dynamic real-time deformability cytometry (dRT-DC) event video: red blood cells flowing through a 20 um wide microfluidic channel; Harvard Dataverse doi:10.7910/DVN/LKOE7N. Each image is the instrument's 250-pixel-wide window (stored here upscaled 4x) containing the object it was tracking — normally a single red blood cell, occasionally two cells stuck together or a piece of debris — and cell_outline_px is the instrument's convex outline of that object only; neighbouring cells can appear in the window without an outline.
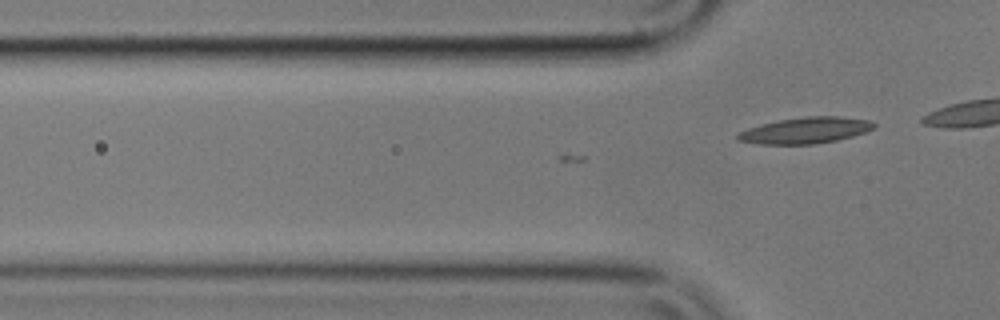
{"species": "common noctule bat (a hibernating species)", "species_latin": "Nyctalus noctula", "temperature_condition": "cold", "stored_images_in_passage": 19, "camera_frame_rate_fps": 3000, "um_per_image_px": 0.085, "animal": {"sex": "male", "body_mass_g": 17.9}, "frame": {"image": 1, "passage_image": 19, "time_ms": 6.0, "image_size_px": [1000, 320], "cell_outline_px": [[876, 128], [852, 136], [836, 140], [816, 144], [760, 144], [736, 140], [736, 136], [740, 132], [748, 128], [760, 124], [780, 120], [808, 116], [840, 116], [868, 120], [876, 124]], "centroid_in_image_um": [68.47, 11.08], "position_along_channel_um": 57.3, "area_um2": 20.69}}